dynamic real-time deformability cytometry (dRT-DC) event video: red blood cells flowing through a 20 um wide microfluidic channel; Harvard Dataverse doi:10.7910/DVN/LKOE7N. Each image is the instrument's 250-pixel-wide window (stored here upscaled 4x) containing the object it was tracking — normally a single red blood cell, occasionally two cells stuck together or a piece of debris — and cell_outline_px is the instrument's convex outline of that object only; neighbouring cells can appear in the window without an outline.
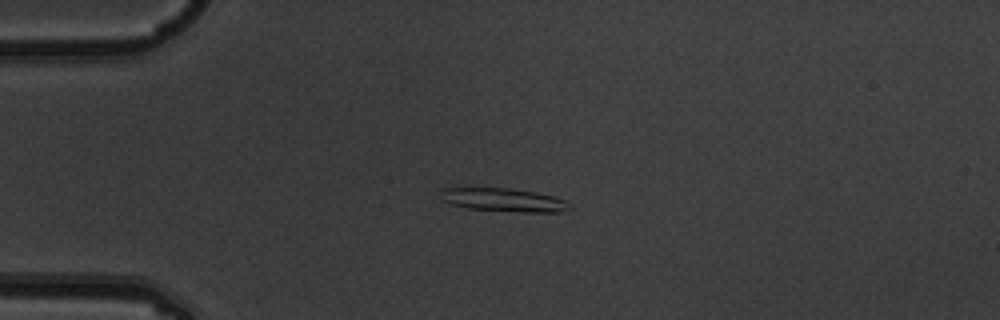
{"species": "common noctule bat (a hibernating species)", "species_latin": "Nyctalus noctula", "temperature_condition": "warm", "stored_images_in_passage": 4, "camera_frame_rate_fps": 3000, "um_per_image_px": 0.085, "animal": {"sex": "male", "body_mass_g": 19.5, "forearm_length_mm": 54.6}, "frame": {"image": 1, "passage_image": 3, "time_ms": 0.667, "image_size_px": [1000, 320], "cell_outline_px": [[572, 208], [564, 212], [524, 212], [468, 208], [452, 204], [440, 200], [440, 188], [512, 188], [536, 192], [552, 196], [564, 200], [572, 204]], "centroid_in_image_um": [42.83, 16.99], "position_along_channel_um": 42.2, "area_um2": 17.69}}